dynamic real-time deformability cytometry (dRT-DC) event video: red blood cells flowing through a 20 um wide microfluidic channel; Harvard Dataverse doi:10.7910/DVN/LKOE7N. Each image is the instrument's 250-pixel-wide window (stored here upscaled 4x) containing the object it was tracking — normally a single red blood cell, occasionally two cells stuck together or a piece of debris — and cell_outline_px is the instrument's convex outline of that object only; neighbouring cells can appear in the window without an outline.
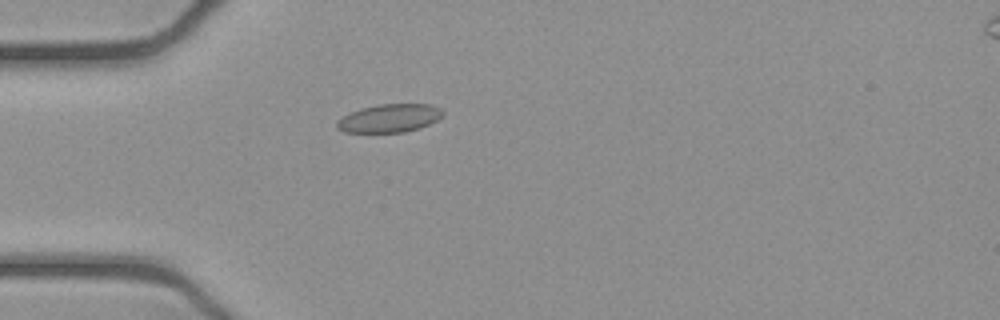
{"species": "common noctule bat (a hibernating species)", "species_latin": "Nyctalus noctula", "temperature_condition": "cold", "stored_images_in_passage": 54, "camera_frame_rate_fps": 3000, "um_per_image_px": 0.085, "animal": {"sex": "female", "body_mass_g": 21.9}, "frame": {"image": 1, "passage_image": 16, "time_ms": 5.0, "image_size_px": [1000, 320], "cell_outline_px": [[444, 116], [420, 128], [404, 132], [344, 132], [336, 128], [336, 120], [360, 108], [380, 104], [432, 104], [440, 108], [444, 112]], "centroid_in_image_um": [33.11, 10.04], "position_along_channel_um": 51.9, "area_um2": 17.46}}
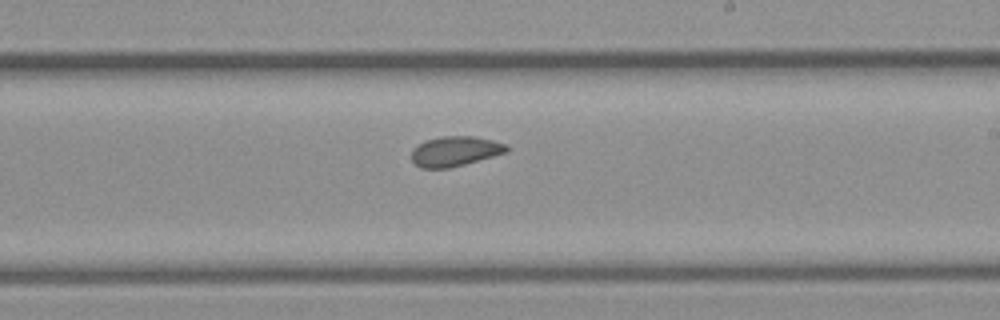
{"frame": {"image": 2, "passage_image": 32, "time_ms": 10.333, "image_size_px": [1000, 320], "cell_outline_px": [[508, 152], [464, 164], [448, 168], [420, 168], [412, 160], [412, 148], [416, 144], [424, 140], [440, 136], [472, 136], [492, 140], [508, 144]], "centroid_in_image_um": [38.66, 12.84], "position_along_channel_um": 250.3, "area_um2": 16.7}}
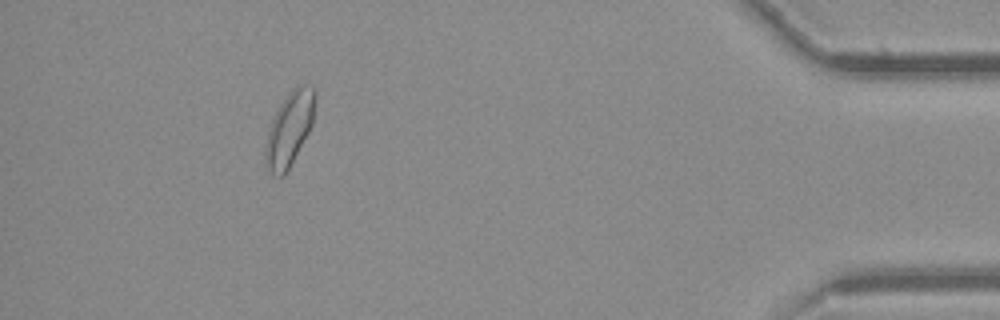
{"frame": {"image": 3, "passage_image": 49, "time_ms": 16.0, "image_size_px": [1000, 320], "cell_outline_px": [[316, 100], [312, 124], [308, 132], [284, 176], [276, 176], [264, 164], [264, 148], [272, 116], [288, 92], [296, 84], [304, 84], [316, 88]], "centroid_in_image_um": [24.59, 10.89], "position_along_channel_um": 410.6, "area_um2": 21.5}, "authors_computed_cell_mechanics": {"area_um2": 17.9469, "velocity_mm_per_s": 3.8947, "shape_relaxation_time_tau1_ms": 10.0075, "shape_relaxation_time_tau2_ms": 3.6508, "deformation_change_tau1": 0.1095, "deformation_change_tau2": 0.0627}}